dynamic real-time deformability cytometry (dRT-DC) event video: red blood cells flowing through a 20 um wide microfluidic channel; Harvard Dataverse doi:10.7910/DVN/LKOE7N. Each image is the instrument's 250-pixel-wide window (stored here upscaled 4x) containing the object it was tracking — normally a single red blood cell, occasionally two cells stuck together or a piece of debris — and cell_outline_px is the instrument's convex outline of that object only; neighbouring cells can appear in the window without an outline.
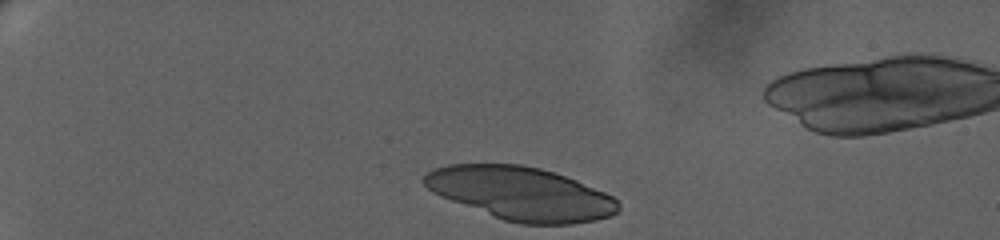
{"species": "human", "species_latin": "Homo sapiens", "temperature_condition": "warm", "stored_images_in_passage": 45, "segment_of_instrument_passage": [1, 2], "camera_frame_rate_fps": 3000, "um_per_image_px": 0.085, "donor": {"sex": "female"}, "frame": {"image": 1, "passage_image": 1, "time_ms": 0.0, "image_size_px": [1000, 240], "cell_outline_px": [[620, 208], [612, 216], [596, 220], [572, 224], [520, 224], [504, 220], [440, 196], [432, 192], [420, 180], [428, 172], [436, 168], [448, 164], [520, 164], [540, 168], [576, 180], [604, 192], [612, 196], [620, 204]], "centroid_in_image_um": [44.28, 16.45], "position_along_channel_um": 40.7, "area_um2": 59.94}}